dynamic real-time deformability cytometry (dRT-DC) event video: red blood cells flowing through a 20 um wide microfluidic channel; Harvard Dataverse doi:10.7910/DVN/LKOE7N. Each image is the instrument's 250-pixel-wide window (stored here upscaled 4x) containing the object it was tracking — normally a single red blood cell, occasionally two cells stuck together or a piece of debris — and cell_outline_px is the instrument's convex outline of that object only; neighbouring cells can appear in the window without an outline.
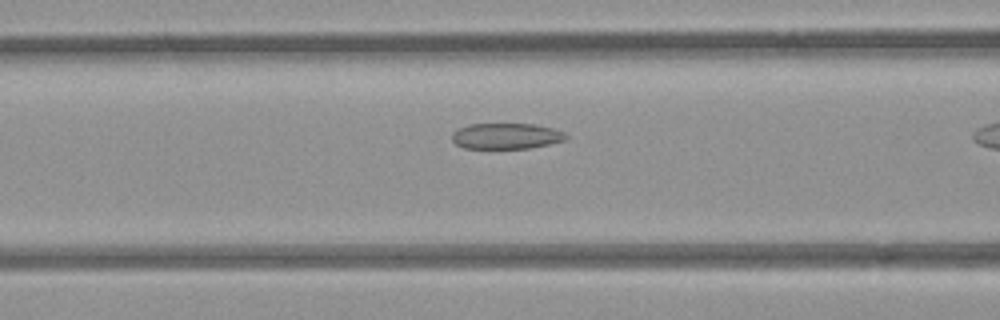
{"species": "common noctule bat (a hibernating species)", "species_latin": "Nyctalus noctula", "temperature_condition": "room temperature", "stored_images_in_passage": 32, "camera_frame_rate_fps": 3000, "um_per_image_px": 0.085, "animal": {"sex": "female", "body_mass_g": 21.9}, "frame": {"image": 1, "passage_image": 11, "time_ms": 3.333, "image_size_px": [1000, 320], "cell_outline_px": [[568, 136], [564, 140], [548, 144], [528, 148], [464, 148], [456, 144], [452, 140], [452, 132], [468, 124], [536, 124], [552, 128], [564, 132]], "centroid_in_image_um": [43.01, 11.56], "position_along_channel_um": 123.6, "area_um2": 17.05}}
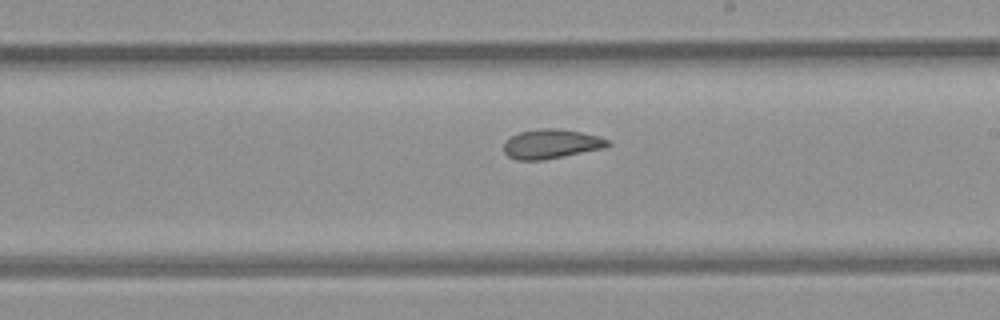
{"frame": {"image": 2, "passage_image": 20, "time_ms": 6.333, "image_size_px": [1000, 320], "cell_outline_px": [[612, 144], [604, 148], [544, 160], [516, 160], [508, 156], [504, 152], [504, 144], [512, 136], [520, 132], [540, 128], [560, 128], [580, 132], [612, 140]], "centroid_in_image_um": [46.88, 12.23], "position_along_channel_um": 242.1, "area_um2": 17.8}}
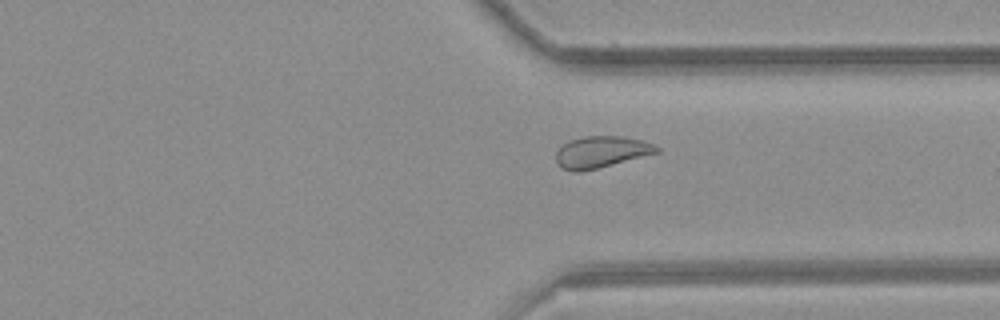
{"frame": {"image": 3, "passage_image": 29, "time_ms": 9.333, "image_size_px": [1000, 320], "cell_outline_px": [[660, 152], [580, 172], [572, 172], [560, 168], [556, 160], [556, 152], [564, 144], [572, 140], [584, 136], [624, 136], [640, 140], [652, 144], [660, 148]], "centroid_in_image_um": [51.09, 12.92], "position_along_channel_um": 360.3, "area_um2": 18.32}}